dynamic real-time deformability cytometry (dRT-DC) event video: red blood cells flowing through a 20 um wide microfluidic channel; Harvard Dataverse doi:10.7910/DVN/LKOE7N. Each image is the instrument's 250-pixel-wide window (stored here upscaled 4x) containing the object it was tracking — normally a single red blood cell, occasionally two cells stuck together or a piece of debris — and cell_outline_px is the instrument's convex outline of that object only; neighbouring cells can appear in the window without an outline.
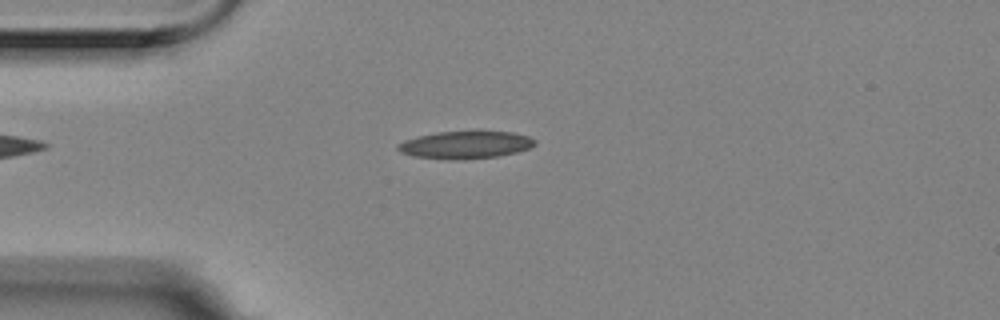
{"species": "Egyptian fruit bat (a non-hibernating species)", "species_latin": "Rousettus aegyptiacus", "temperature_condition": "room temperature", "stored_images_in_passage": 1, "camera_frame_rate_fps": 3000, "um_per_image_px": 0.085, "animal": {"sex": "female"}, "frame": {"image": 1, "passage_image": 1, "time_ms": 0.0, "image_size_px": [1000, 320], "cell_outline_px": [[536, 144], [528, 148], [516, 152], [496, 156], [452, 160], [448, 160], [412, 156], [400, 152], [396, 148], [396, 144], [404, 140], [436, 132], [512, 132], [528, 136], [536, 140]], "centroid_in_image_um": [39.51, 12.32], "position_along_channel_um": 45.5, "area_um2": 21.73}}